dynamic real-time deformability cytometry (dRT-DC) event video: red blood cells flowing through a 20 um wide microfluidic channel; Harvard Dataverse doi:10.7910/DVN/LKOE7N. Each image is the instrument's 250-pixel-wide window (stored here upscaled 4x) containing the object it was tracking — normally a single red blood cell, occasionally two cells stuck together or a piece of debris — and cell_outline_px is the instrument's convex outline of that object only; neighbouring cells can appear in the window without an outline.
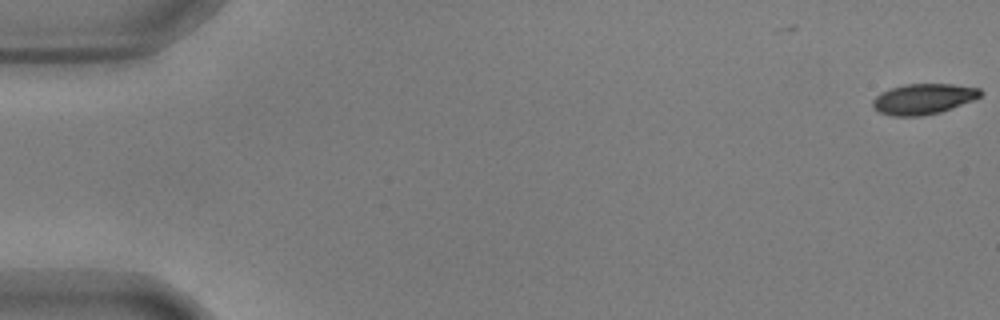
{"species": "common noctule bat (a hibernating species)", "species_latin": "Nyctalus noctula", "temperature_condition": "warm", "stored_images_in_passage": 56, "camera_frame_rate_fps": 3000, "um_per_image_px": 0.085, "animal": {"sex": "male", "body_mass_g": 17.9, "forearm_length_mm": 54.2}, "frame": {"image": 1, "passage_image": 1, "time_ms": 0.0, "image_size_px": [1000, 320], "cell_outline_px": [[984, 92], [980, 96], [972, 100], [940, 112], [920, 116], [892, 116], [880, 112], [872, 108], [872, 100], [880, 92], [888, 88], [904, 84], [952, 84], [980, 88]], "centroid_in_image_um": [78.44, 8.4], "position_along_channel_um": 6.6, "area_um2": 19.25}}
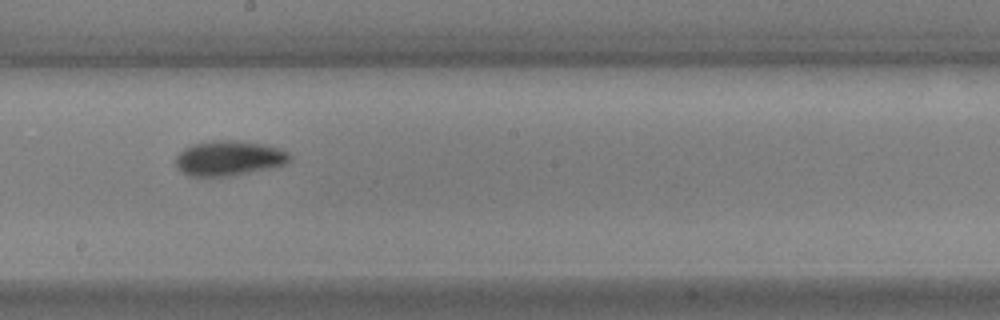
{"frame": {"image": 2, "passage_image": 32, "time_ms": 10.333, "image_size_px": [1000, 320], "cell_outline_px": [[292, 160], [284, 164], [268, 168], [232, 176], [188, 176], [176, 164], [176, 156], [184, 148], [192, 144], [212, 140], [240, 140], [268, 144], [280, 148], [288, 152], [292, 156]], "centroid_in_image_um": [19.5, 13.42], "position_along_channel_um": 228.7, "area_um2": 23.41}}
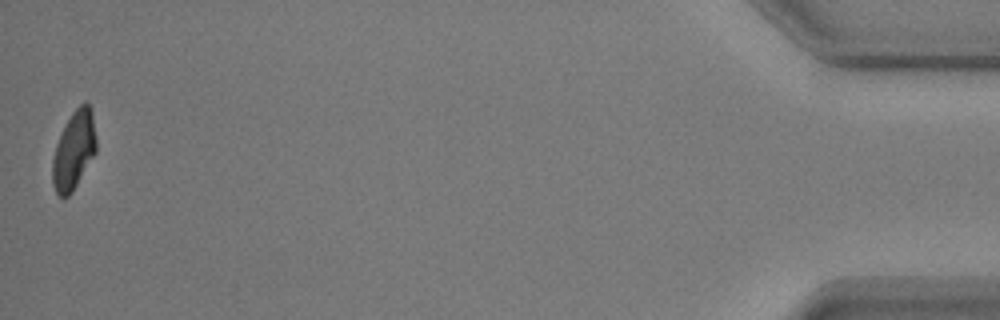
{"frame": {"image": 3, "passage_image": 56, "time_ms": 18.333, "image_size_px": [1000, 320], "cell_outline_px": [[96, 152], [72, 192], [68, 196], [60, 196], [56, 192], [52, 184], [52, 160], [56, 144], [72, 112], [84, 100], [92, 108], [96, 136]], "centroid_in_image_um": [6.29, 12.75], "position_along_channel_um": 428.9, "area_um2": 19.88}, "authors_computed_cell_mechanics": {"area_um2": 21.0103, "velocity_mm_per_s": 3.6253, "shape_relaxation_time_tau1_ms": 2.7277, "shape_relaxation_time_tau2_ms": 3.4376, "deformation_change_tau1": 0.1625, "deformation_change_tau2": 0.0921}}